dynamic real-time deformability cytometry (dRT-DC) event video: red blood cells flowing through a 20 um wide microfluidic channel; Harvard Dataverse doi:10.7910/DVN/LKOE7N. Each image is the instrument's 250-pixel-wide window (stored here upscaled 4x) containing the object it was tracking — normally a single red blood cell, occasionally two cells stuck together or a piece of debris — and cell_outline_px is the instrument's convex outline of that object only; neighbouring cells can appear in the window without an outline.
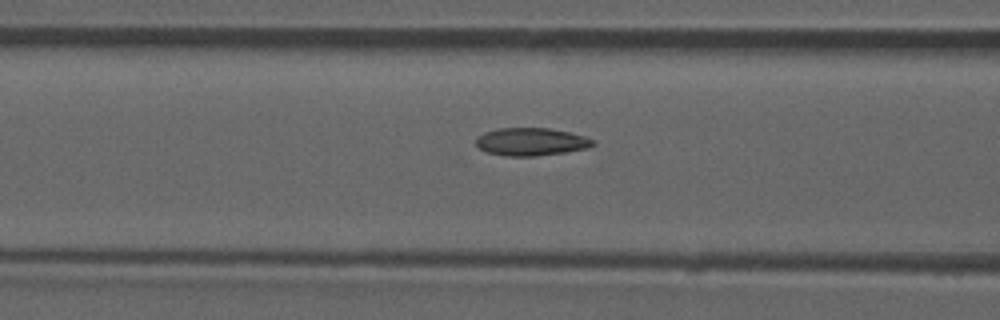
{"species": "common noctule bat (a hibernating species)", "species_latin": "Nyctalus noctula", "temperature_condition": "room temperature", "stored_images_in_passage": 10, "camera_frame_rate_fps": 3000, "um_per_image_px": 0.085, "animal": {"sex": "male", "forearm_length_mm": 52.5}, "frame": {"image": 1, "passage_image": 9, "time_ms": 10.333, "image_size_px": [1000, 320], "cell_outline_px": [[596, 144], [588, 148], [564, 152], [536, 156], [508, 156], [488, 152], [480, 148], [476, 144], [476, 136], [484, 132], [500, 128], [548, 128], [568, 132], [584, 136], [596, 140]], "centroid_in_image_um": [45.16, 12.04], "position_along_channel_um": 121.4, "area_um2": 18.9}}